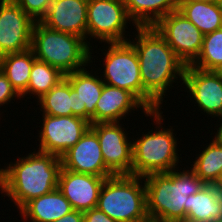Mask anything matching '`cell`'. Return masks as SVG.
Here are the masks:
<instances>
[{"instance_id": "obj_11", "label": "cell", "mask_w": 222, "mask_h": 222, "mask_svg": "<svg viewBox=\"0 0 222 222\" xmlns=\"http://www.w3.org/2000/svg\"><path fill=\"white\" fill-rule=\"evenodd\" d=\"M34 23L14 0H0V57L31 49Z\"/></svg>"}, {"instance_id": "obj_20", "label": "cell", "mask_w": 222, "mask_h": 222, "mask_svg": "<svg viewBox=\"0 0 222 222\" xmlns=\"http://www.w3.org/2000/svg\"><path fill=\"white\" fill-rule=\"evenodd\" d=\"M186 218L197 222H222V193L212 184H205L190 195Z\"/></svg>"}, {"instance_id": "obj_12", "label": "cell", "mask_w": 222, "mask_h": 222, "mask_svg": "<svg viewBox=\"0 0 222 222\" xmlns=\"http://www.w3.org/2000/svg\"><path fill=\"white\" fill-rule=\"evenodd\" d=\"M120 122L95 123L90 129L97 135L104 163L114 175H131L132 141Z\"/></svg>"}, {"instance_id": "obj_31", "label": "cell", "mask_w": 222, "mask_h": 222, "mask_svg": "<svg viewBox=\"0 0 222 222\" xmlns=\"http://www.w3.org/2000/svg\"><path fill=\"white\" fill-rule=\"evenodd\" d=\"M55 222H84L83 212L73 210Z\"/></svg>"}, {"instance_id": "obj_34", "label": "cell", "mask_w": 222, "mask_h": 222, "mask_svg": "<svg viewBox=\"0 0 222 222\" xmlns=\"http://www.w3.org/2000/svg\"><path fill=\"white\" fill-rule=\"evenodd\" d=\"M220 117L222 118V115ZM219 126L215 138L222 142V123Z\"/></svg>"}, {"instance_id": "obj_13", "label": "cell", "mask_w": 222, "mask_h": 222, "mask_svg": "<svg viewBox=\"0 0 222 222\" xmlns=\"http://www.w3.org/2000/svg\"><path fill=\"white\" fill-rule=\"evenodd\" d=\"M183 83L199 108L212 117L222 115V72L204 71L187 65Z\"/></svg>"}, {"instance_id": "obj_28", "label": "cell", "mask_w": 222, "mask_h": 222, "mask_svg": "<svg viewBox=\"0 0 222 222\" xmlns=\"http://www.w3.org/2000/svg\"><path fill=\"white\" fill-rule=\"evenodd\" d=\"M34 21H41L53 0H14Z\"/></svg>"}, {"instance_id": "obj_26", "label": "cell", "mask_w": 222, "mask_h": 222, "mask_svg": "<svg viewBox=\"0 0 222 222\" xmlns=\"http://www.w3.org/2000/svg\"><path fill=\"white\" fill-rule=\"evenodd\" d=\"M42 114L50 116H72V87L64 78L38 99Z\"/></svg>"}, {"instance_id": "obj_36", "label": "cell", "mask_w": 222, "mask_h": 222, "mask_svg": "<svg viewBox=\"0 0 222 222\" xmlns=\"http://www.w3.org/2000/svg\"><path fill=\"white\" fill-rule=\"evenodd\" d=\"M194 1H203V2L219 3L220 0H194Z\"/></svg>"}, {"instance_id": "obj_2", "label": "cell", "mask_w": 222, "mask_h": 222, "mask_svg": "<svg viewBox=\"0 0 222 222\" xmlns=\"http://www.w3.org/2000/svg\"><path fill=\"white\" fill-rule=\"evenodd\" d=\"M61 168L57 155L34 151L0 169V191L21 209L30 200L57 188Z\"/></svg>"}, {"instance_id": "obj_21", "label": "cell", "mask_w": 222, "mask_h": 222, "mask_svg": "<svg viewBox=\"0 0 222 222\" xmlns=\"http://www.w3.org/2000/svg\"><path fill=\"white\" fill-rule=\"evenodd\" d=\"M136 27L154 26L162 17L178 10L179 0H123Z\"/></svg>"}, {"instance_id": "obj_3", "label": "cell", "mask_w": 222, "mask_h": 222, "mask_svg": "<svg viewBox=\"0 0 222 222\" xmlns=\"http://www.w3.org/2000/svg\"><path fill=\"white\" fill-rule=\"evenodd\" d=\"M146 187L147 214L151 222H169L186 218L190 195L205 183L190 169L152 173L143 177Z\"/></svg>"}, {"instance_id": "obj_15", "label": "cell", "mask_w": 222, "mask_h": 222, "mask_svg": "<svg viewBox=\"0 0 222 222\" xmlns=\"http://www.w3.org/2000/svg\"><path fill=\"white\" fill-rule=\"evenodd\" d=\"M141 108L146 116H152L160 127L162 111H148L147 108L128 90L104 84L103 90L95 107V123L120 122L129 115L128 112ZM131 110V111H130Z\"/></svg>"}, {"instance_id": "obj_25", "label": "cell", "mask_w": 222, "mask_h": 222, "mask_svg": "<svg viewBox=\"0 0 222 222\" xmlns=\"http://www.w3.org/2000/svg\"><path fill=\"white\" fill-rule=\"evenodd\" d=\"M64 78L65 74L59 69L52 67L48 63L36 60L31 69L27 89L20 96L23 98L27 94L36 95L39 99Z\"/></svg>"}, {"instance_id": "obj_37", "label": "cell", "mask_w": 222, "mask_h": 222, "mask_svg": "<svg viewBox=\"0 0 222 222\" xmlns=\"http://www.w3.org/2000/svg\"><path fill=\"white\" fill-rule=\"evenodd\" d=\"M220 8L222 9V0L219 1Z\"/></svg>"}, {"instance_id": "obj_9", "label": "cell", "mask_w": 222, "mask_h": 222, "mask_svg": "<svg viewBox=\"0 0 222 222\" xmlns=\"http://www.w3.org/2000/svg\"><path fill=\"white\" fill-rule=\"evenodd\" d=\"M153 27L186 66L197 59L202 49L204 34L181 12H170Z\"/></svg>"}, {"instance_id": "obj_19", "label": "cell", "mask_w": 222, "mask_h": 222, "mask_svg": "<svg viewBox=\"0 0 222 222\" xmlns=\"http://www.w3.org/2000/svg\"><path fill=\"white\" fill-rule=\"evenodd\" d=\"M86 68L66 74L72 89L78 93L80 100V117L95 124V107L99 100L104 82L95 74L91 75Z\"/></svg>"}, {"instance_id": "obj_14", "label": "cell", "mask_w": 222, "mask_h": 222, "mask_svg": "<svg viewBox=\"0 0 222 222\" xmlns=\"http://www.w3.org/2000/svg\"><path fill=\"white\" fill-rule=\"evenodd\" d=\"M62 167L75 173L111 177L106 167L97 135L89 128L81 139L61 157Z\"/></svg>"}, {"instance_id": "obj_5", "label": "cell", "mask_w": 222, "mask_h": 222, "mask_svg": "<svg viewBox=\"0 0 222 222\" xmlns=\"http://www.w3.org/2000/svg\"><path fill=\"white\" fill-rule=\"evenodd\" d=\"M143 177L113 175L105 179L97 208L118 222H150ZM141 183V185H140Z\"/></svg>"}, {"instance_id": "obj_35", "label": "cell", "mask_w": 222, "mask_h": 222, "mask_svg": "<svg viewBox=\"0 0 222 222\" xmlns=\"http://www.w3.org/2000/svg\"><path fill=\"white\" fill-rule=\"evenodd\" d=\"M169 222H197V221L189 218H180V219L171 220Z\"/></svg>"}, {"instance_id": "obj_18", "label": "cell", "mask_w": 222, "mask_h": 222, "mask_svg": "<svg viewBox=\"0 0 222 222\" xmlns=\"http://www.w3.org/2000/svg\"><path fill=\"white\" fill-rule=\"evenodd\" d=\"M19 211L27 221L55 222L73 211V208L60 190L55 188L48 194L30 200Z\"/></svg>"}, {"instance_id": "obj_10", "label": "cell", "mask_w": 222, "mask_h": 222, "mask_svg": "<svg viewBox=\"0 0 222 222\" xmlns=\"http://www.w3.org/2000/svg\"><path fill=\"white\" fill-rule=\"evenodd\" d=\"M39 131V150L61 157L73 147L90 128V122L78 116H50L43 114Z\"/></svg>"}, {"instance_id": "obj_30", "label": "cell", "mask_w": 222, "mask_h": 222, "mask_svg": "<svg viewBox=\"0 0 222 222\" xmlns=\"http://www.w3.org/2000/svg\"><path fill=\"white\" fill-rule=\"evenodd\" d=\"M84 222H118L111 219L97 207L83 212Z\"/></svg>"}, {"instance_id": "obj_24", "label": "cell", "mask_w": 222, "mask_h": 222, "mask_svg": "<svg viewBox=\"0 0 222 222\" xmlns=\"http://www.w3.org/2000/svg\"><path fill=\"white\" fill-rule=\"evenodd\" d=\"M191 170L205 184H213L222 170V142L214 138L193 162Z\"/></svg>"}, {"instance_id": "obj_1", "label": "cell", "mask_w": 222, "mask_h": 222, "mask_svg": "<svg viewBox=\"0 0 222 222\" xmlns=\"http://www.w3.org/2000/svg\"><path fill=\"white\" fill-rule=\"evenodd\" d=\"M135 29L136 38L128 42L135 48L139 60L143 105L150 112L157 111L174 80H178V76L183 80L186 65L153 26Z\"/></svg>"}, {"instance_id": "obj_33", "label": "cell", "mask_w": 222, "mask_h": 222, "mask_svg": "<svg viewBox=\"0 0 222 222\" xmlns=\"http://www.w3.org/2000/svg\"><path fill=\"white\" fill-rule=\"evenodd\" d=\"M212 185L215 186L222 193V170L220 171L218 178Z\"/></svg>"}, {"instance_id": "obj_16", "label": "cell", "mask_w": 222, "mask_h": 222, "mask_svg": "<svg viewBox=\"0 0 222 222\" xmlns=\"http://www.w3.org/2000/svg\"><path fill=\"white\" fill-rule=\"evenodd\" d=\"M91 174L75 173L61 168L57 188L71 203L73 210L95 208L105 179Z\"/></svg>"}, {"instance_id": "obj_23", "label": "cell", "mask_w": 222, "mask_h": 222, "mask_svg": "<svg viewBox=\"0 0 222 222\" xmlns=\"http://www.w3.org/2000/svg\"><path fill=\"white\" fill-rule=\"evenodd\" d=\"M36 60L31 49L19 53L5 54L0 57V70L19 95L27 89L31 69Z\"/></svg>"}, {"instance_id": "obj_32", "label": "cell", "mask_w": 222, "mask_h": 222, "mask_svg": "<svg viewBox=\"0 0 222 222\" xmlns=\"http://www.w3.org/2000/svg\"><path fill=\"white\" fill-rule=\"evenodd\" d=\"M72 115L80 117V100L74 89H72Z\"/></svg>"}, {"instance_id": "obj_29", "label": "cell", "mask_w": 222, "mask_h": 222, "mask_svg": "<svg viewBox=\"0 0 222 222\" xmlns=\"http://www.w3.org/2000/svg\"><path fill=\"white\" fill-rule=\"evenodd\" d=\"M16 98H21V96L17 93V91L12 87L10 81L0 70V106L8 105L11 100Z\"/></svg>"}, {"instance_id": "obj_27", "label": "cell", "mask_w": 222, "mask_h": 222, "mask_svg": "<svg viewBox=\"0 0 222 222\" xmlns=\"http://www.w3.org/2000/svg\"><path fill=\"white\" fill-rule=\"evenodd\" d=\"M191 66L204 71L222 72V28L204 35L201 52Z\"/></svg>"}, {"instance_id": "obj_4", "label": "cell", "mask_w": 222, "mask_h": 222, "mask_svg": "<svg viewBox=\"0 0 222 222\" xmlns=\"http://www.w3.org/2000/svg\"><path fill=\"white\" fill-rule=\"evenodd\" d=\"M90 48V43L79 36L50 29L40 21L34 23L31 50L36 59L59 69L65 75L82 70L93 62Z\"/></svg>"}, {"instance_id": "obj_22", "label": "cell", "mask_w": 222, "mask_h": 222, "mask_svg": "<svg viewBox=\"0 0 222 222\" xmlns=\"http://www.w3.org/2000/svg\"><path fill=\"white\" fill-rule=\"evenodd\" d=\"M178 11L204 35L222 28V9L219 3L179 0Z\"/></svg>"}, {"instance_id": "obj_6", "label": "cell", "mask_w": 222, "mask_h": 222, "mask_svg": "<svg viewBox=\"0 0 222 222\" xmlns=\"http://www.w3.org/2000/svg\"><path fill=\"white\" fill-rule=\"evenodd\" d=\"M156 128L158 130L154 133L151 130L133 140L131 175L144 177L152 173H167L178 166L177 140L172 127Z\"/></svg>"}, {"instance_id": "obj_17", "label": "cell", "mask_w": 222, "mask_h": 222, "mask_svg": "<svg viewBox=\"0 0 222 222\" xmlns=\"http://www.w3.org/2000/svg\"><path fill=\"white\" fill-rule=\"evenodd\" d=\"M88 0H53L41 19L46 27L83 38L87 43Z\"/></svg>"}, {"instance_id": "obj_8", "label": "cell", "mask_w": 222, "mask_h": 222, "mask_svg": "<svg viewBox=\"0 0 222 222\" xmlns=\"http://www.w3.org/2000/svg\"><path fill=\"white\" fill-rule=\"evenodd\" d=\"M128 21L132 20L123 0H88L87 39L89 36L105 43L127 42L124 35Z\"/></svg>"}, {"instance_id": "obj_7", "label": "cell", "mask_w": 222, "mask_h": 222, "mask_svg": "<svg viewBox=\"0 0 222 222\" xmlns=\"http://www.w3.org/2000/svg\"><path fill=\"white\" fill-rule=\"evenodd\" d=\"M108 45L104 53L102 81L106 85L128 90L143 104V84L135 48L128 41Z\"/></svg>"}]
</instances>
